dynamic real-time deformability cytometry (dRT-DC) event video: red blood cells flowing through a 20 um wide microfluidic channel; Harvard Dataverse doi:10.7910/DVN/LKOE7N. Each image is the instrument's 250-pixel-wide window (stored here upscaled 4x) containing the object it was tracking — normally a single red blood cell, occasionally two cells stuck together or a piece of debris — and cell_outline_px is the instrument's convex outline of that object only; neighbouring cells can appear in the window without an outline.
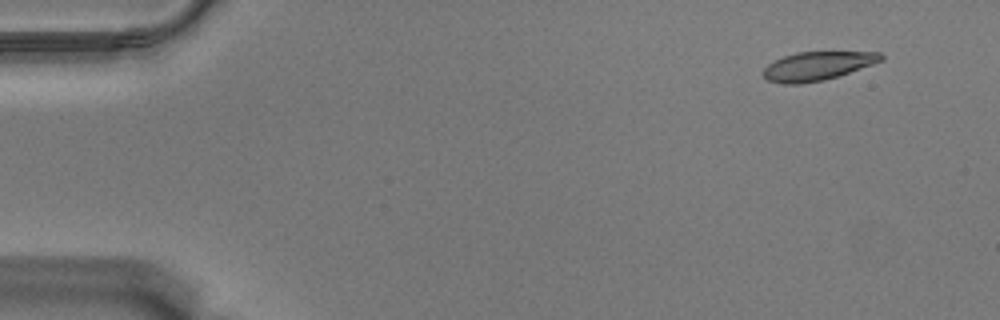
{"species": "Egyptian fruit bat (a non-hibernating species)", "species_latin": "Rousettus aegyptiacus", "temperature_condition": "warm", "stored_images_in_passage": 54, "camera_frame_rate_fps": 3000, "um_per_image_px": 0.085, "animal": {"sex": "male"}, "frame": {"image": 1, "passage_image": 1, "time_ms": 0.0, "image_size_px": [1000, 320], "cell_outline_px": [[884, 60], [824, 80], [800, 84], [784, 84], [768, 80], [760, 72], [768, 64], [784, 56], [796, 52], [880, 52], [884, 56]], "centroid_in_image_um": [69.45, 5.61], "position_along_channel_um": 15.6, "area_um2": 19.48}}
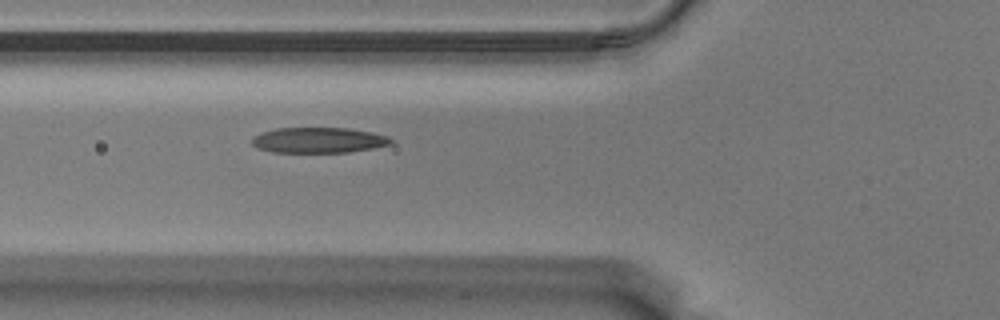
{"frame": {"image": 2, "passage_image": 18, "time_ms": 5.667, "image_size_px": [1000, 320], "cell_outline_px": [[392, 144], [372, 148], [348, 152], [272, 152], [256, 148], [252, 144], [252, 136], [260, 132], [276, 128], [348, 128], [372, 132], [388, 136], [392, 140]], "centroid_in_image_um": [27.04, 11.91], "position_along_channel_um": 98.8, "area_um2": 20.75}}
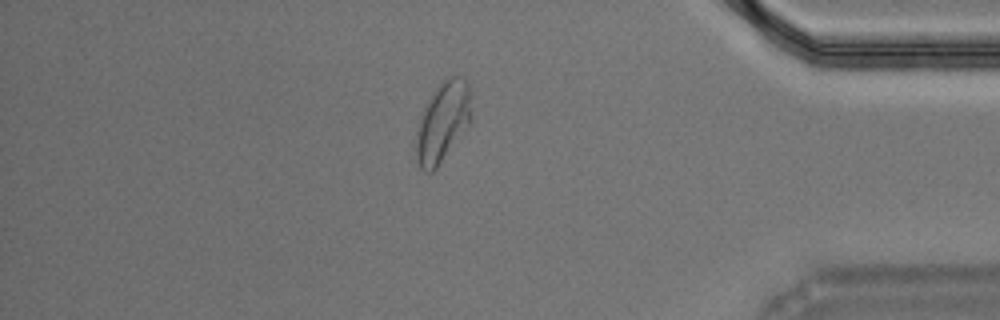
{"frame": {"image": 3, "passage_image": 46, "time_ms": 15.0, "image_size_px": [1000, 320], "cell_outline_px": [[472, 120], [436, 168], [432, 172], [424, 172], [420, 168], [416, 160], [416, 132], [420, 116], [432, 92], [444, 76], [460, 76], [468, 80], [472, 116]], "centroid_in_image_um": [37.63, 10.32], "position_along_channel_um": 397.6, "area_um2": 25.95}, "authors_computed_cell_mechanics": {"area_um2": 21.2993, "velocity_mm_per_s": 3.5172, "shape_relaxation_time_tau1_ms": 4.5416, "shape_relaxation_time_tau2_ms": 1.4486, "deformation_change_tau1": 0.1801, "deformation_change_tau2": 0.0822}}